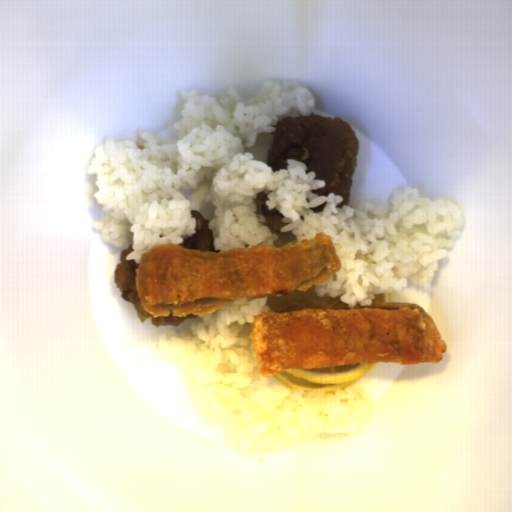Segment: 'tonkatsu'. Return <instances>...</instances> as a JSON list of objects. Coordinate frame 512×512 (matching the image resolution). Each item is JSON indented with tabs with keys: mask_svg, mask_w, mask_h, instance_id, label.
<instances>
[{
	"mask_svg": "<svg viewBox=\"0 0 512 512\" xmlns=\"http://www.w3.org/2000/svg\"><path fill=\"white\" fill-rule=\"evenodd\" d=\"M341 267L324 232L289 247L257 244L219 253L168 242L142 255L136 291L153 318L202 316L233 299L307 291Z\"/></svg>",
	"mask_w": 512,
	"mask_h": 512,
	"instance_id": "d4beea91",
	"label": "tonkatsu"
},
{
	"mask_svg": "<svg viewBox=\"0 0 512 512\" xmlns=\"http://www.w3.org/2000/svg\"><path fill=\"white\" fill-rule=\"evenodd\" d=\"M250 339L259 374L352 363H437L448 346L426 310L404 302L266 310Z\"/></svg>",
	"mask_w": 512,
	"mask_h": 512,
	"instance_id": "3a3dc1c2",
	"label": "tonkatsu"
}]
</instances>
